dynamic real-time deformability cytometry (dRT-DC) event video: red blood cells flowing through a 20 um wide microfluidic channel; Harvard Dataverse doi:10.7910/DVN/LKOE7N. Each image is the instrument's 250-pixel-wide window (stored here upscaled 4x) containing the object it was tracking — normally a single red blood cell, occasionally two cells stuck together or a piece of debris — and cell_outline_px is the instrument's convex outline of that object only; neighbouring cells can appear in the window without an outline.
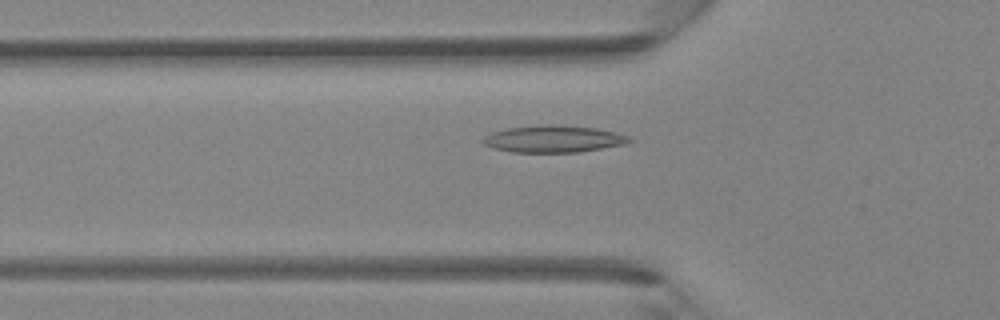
{"species": "Egyptian fruit bat (a non-hibernating species)", "species_latin": "Rousettus aegyptiacus", "temperature_condition": "room temperature", "stored_images_in_passage": 46, "camera_frame_rate_fps": 3000, "um_per_image_px": 0.085, "animal": {"sex": "female"}, "frame": {"image": 1, "passage_image": 16, "time_ms": 5.0, "image_size_px": [1000, 320], "cell_outline_px": [[632, 140], [624, 144], [580, 152], [512, 152], [492, 148], [484, 144], [480, 140], [484, 136], [492, 132], [508, 128], [548, 124], [596, 128], [616, 132], [628, 136]], "centroid_in_image_um": [47.01, 11.81], "position_along_channel_um": 78.8, "area_um2": 22.89}}
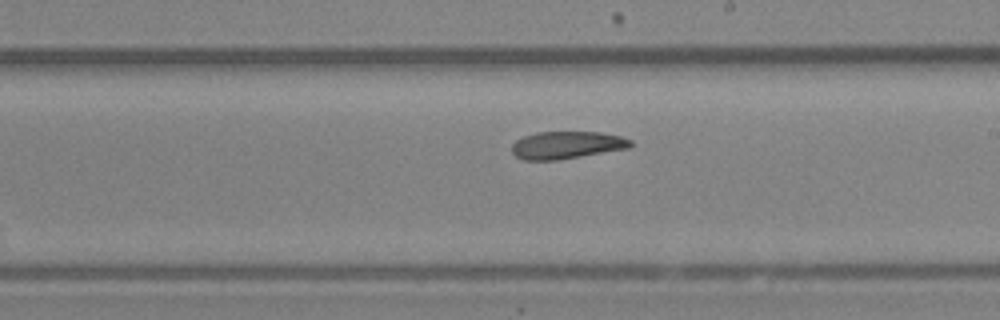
{"frame": {"image": 2, "passage_image": 27, "time_ms": 8.667, "image_size_px": [1000, 320], "cell_outline_px": [[632, 148], [556, 160], [524, 160], [516, 156], [512, 152], [512, 144], [516, 140], [524, 136], [536, 132], [600, 132], [620, 136], [632, 140]], "centroid_in_image_um": [48.19, 12.33], "position_along_channel_um": 240.8, "area_um2": 19.07}}
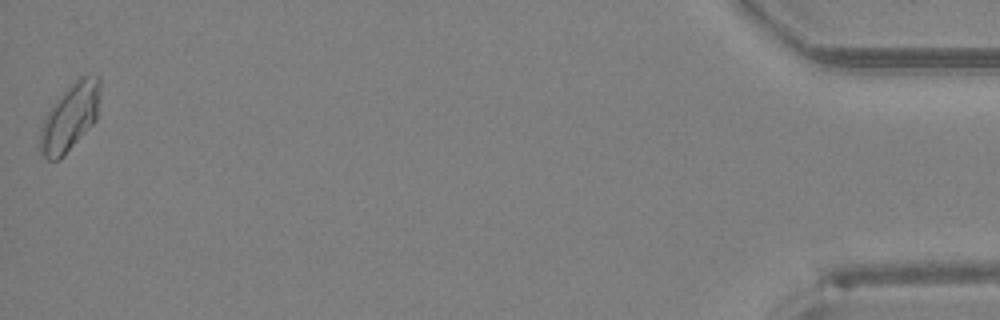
{"frame": {"image": 3, "passage_image": 46, "time_ms": 15.0, "image_size_px": [1000, 320], "cell_outline_px": [[100, 96], [96, 120], [64, 156], [60, 160], [48, 160], [36, 148], [40, 128], [48, 112], [56, 100], [68, 84], [80, 76], [100, 76]], "centroid_in_image_um": [5.92, 9.98], "position_along_channel_um": 429.3, "area_um2": 23.87}}